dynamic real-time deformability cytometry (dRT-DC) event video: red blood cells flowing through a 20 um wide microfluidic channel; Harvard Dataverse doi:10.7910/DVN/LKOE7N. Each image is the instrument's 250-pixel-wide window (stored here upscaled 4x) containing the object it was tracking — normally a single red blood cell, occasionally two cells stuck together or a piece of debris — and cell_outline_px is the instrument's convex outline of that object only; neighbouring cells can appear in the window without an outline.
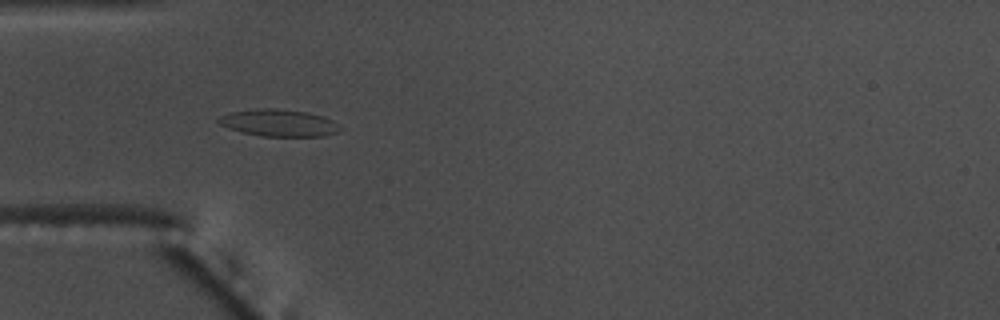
{"species": "common noctule bat (a hibernating species)", "species_latin": "Nyctalus noctula", "temperature_condition": "warm", "stored_images_in_passage": 23, "camera_frame_rate_fps": 3000, "um_per_image_px": 0.085, "animal": {"sex": "male", "body_mass_g": 17.5, "forearm_length_mm": 52.3}, "frame": {"image": 1, "passage_image": 4, "time_ms": 1.0, "image_size_px": [1000, 320], "cell_outline_px": [[344, 128], [336, 132], [324, 136], [260, 136], [240, 132], [228, 128], [220, 124], [216, 120], [220, 116], [232, 112], [256, 108], [276, 108], [308, 112], [324, 116], [332, 120]], "centroid_in_image_um": [23.71, 10.44], "position_along_channel_um": 61.3, "area_um2": 19.31}}